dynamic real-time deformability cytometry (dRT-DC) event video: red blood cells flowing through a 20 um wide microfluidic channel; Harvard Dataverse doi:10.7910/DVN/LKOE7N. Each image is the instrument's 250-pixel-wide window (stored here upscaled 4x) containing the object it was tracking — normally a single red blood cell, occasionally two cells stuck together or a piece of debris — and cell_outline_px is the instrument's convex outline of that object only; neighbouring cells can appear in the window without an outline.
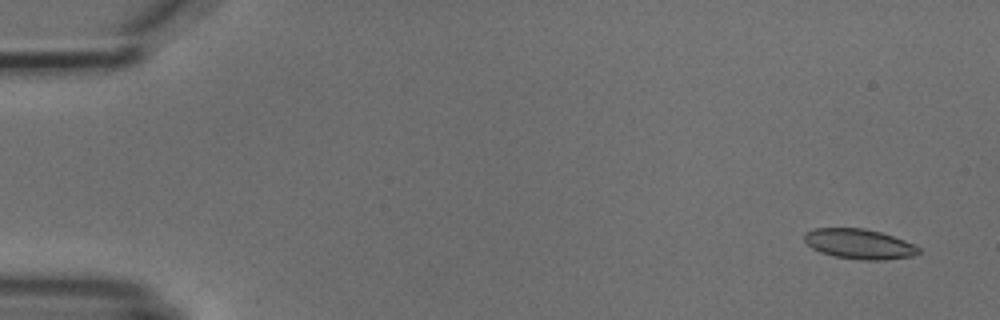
{"species": "common noctule bat (a hibernating species)", "species_latin": "Nyctalus noctula", "temperature_condition": "cold", "stored_images_in_passage": 3, "camera_frame_rate_fps": 3000, "um_per_image_px": 0.085, "animal": {"sex": "male", "body_mass_g": 18.8}, "frame": {"image": 1, "passage_image": 1, "time_ms": 0.0, "image_size_px": [1000, 320], "cell_outline_px": [[920, 252], [912, 256], [884, 260], [860, 260], [832, 256], [820, 252], [812, 248], [804, 240], [804, 232], [816, 228], [864, 228], [880, 232], [904, 240], [920, 248]], "centroid_in_image_um": [73.0, 20.74], "position_along_channel_um": 12.0, "area_um2": 20.0}}